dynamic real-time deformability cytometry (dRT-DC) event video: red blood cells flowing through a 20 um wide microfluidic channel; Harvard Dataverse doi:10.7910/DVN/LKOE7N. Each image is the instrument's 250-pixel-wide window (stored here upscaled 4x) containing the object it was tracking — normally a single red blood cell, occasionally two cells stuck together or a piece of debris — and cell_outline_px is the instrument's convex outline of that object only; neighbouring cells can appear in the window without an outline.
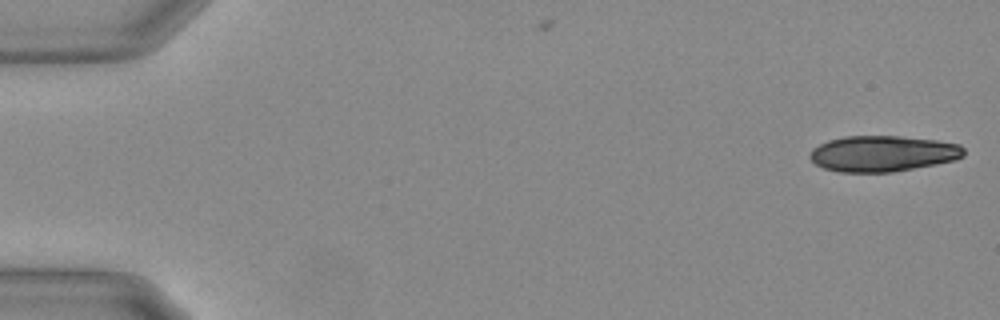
{"species": "Egyptian fruit bat (a non-hibernating species)", "species_latin": "Rousettus aegyptiacus", "temperature_condition": "warm", "stored_images_in_passage": 55, "segment_of_instrument_passage": [1, 2], "camera_frame_rate_fps": 3000, "um_per_image_px": 0.085, "animal": {"sex": "female"}, "frame": {"image": 1, "passage_image": 1, "time_ms": 0.0, "image_size_px": [1000, 320], "cell_outline_px": [[964, 156], [956, 160], [936, 164], [892, 172], [840, 172], [824, 168], [816, 164], [808, 156], [812, 148], [828, 140], [844, 136], [900, 136], [936, 140], [960, 144], [964, 148]], "centroid_in_image_um": [75.04, 13.05], "position_along_channel_um": 10.0, "area_um2": 32.31}}
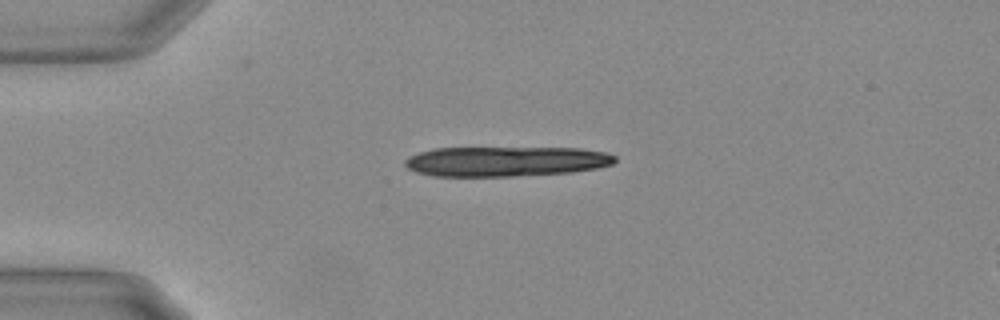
{"frame": {"image": 2, "passage_image": 13, "time_ms": 4.0, "image_size_px": [1000, 320], "cell_outline_px": [[616, 160], [612, 164], [596, 168], [572, 172], [512, 176], [432, 176], [416, 172], [408, 168], [404, 164], [404, 160], [408, 156], [432, 148], [580, 148], [608, 152], [616, 156]], "centroid_in_image_um": [42.99, 13.71], "position_along_channel_um": 42.0, "area_um2": 36.82}}